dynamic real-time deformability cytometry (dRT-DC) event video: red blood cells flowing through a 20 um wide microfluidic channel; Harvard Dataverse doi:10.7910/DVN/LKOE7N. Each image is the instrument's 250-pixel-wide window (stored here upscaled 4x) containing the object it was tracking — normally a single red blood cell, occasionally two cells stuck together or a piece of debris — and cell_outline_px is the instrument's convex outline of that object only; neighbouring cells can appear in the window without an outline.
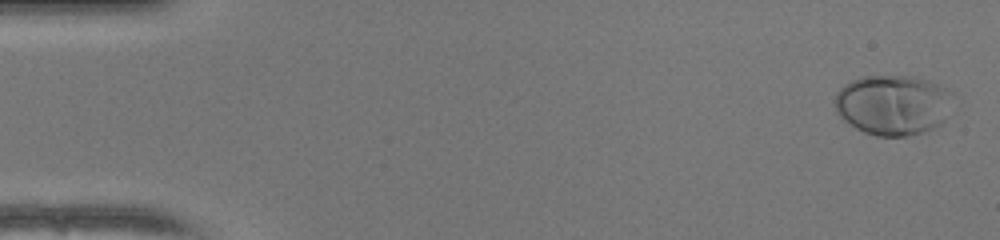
{"species": "human", "species_latin": "Homo sapiens", "temperature_condition": "warm", "stored_images_in_passage": 50, "camera_frame_rate_fps": 3000, "um_per_image_px": 0.085, "donor": {"sex": "female"}, "frame": {"image": 1, "passage_image": 1, "time_ms": 0.0, "image_size_px": [1000, 240], "cell_outline_px": [[952, 92], [944, 120], [940, 124], [924, 132], [908, 136], [876, 136], [864, 132], [856, 128], [844, 120], [836, 112], [832, 100], [836, 92], [844, 84], [860, 76], [912, 76], [928, 80]], "centroid_in_image_um": [75.83, 8.91], "position_along_channel_um": 9.2, "area_um2": 41.44}}
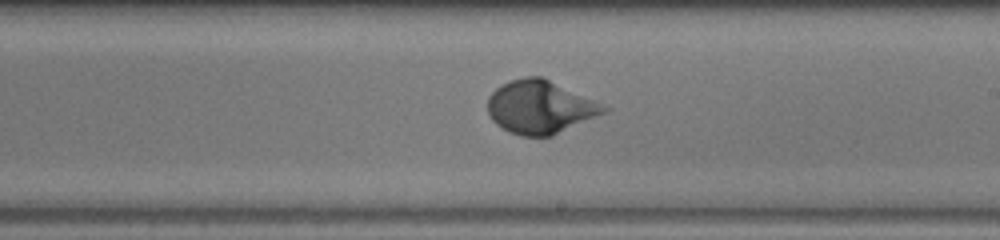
{"frame": {"image": 2, "passage_image": 29, "time_ms": 9.333, "image_size_px": [1000, 240], "cell_outline_px": [[612, 108], [604, 112], [552, 136], [520, 136], [496, 124], [492, 120], [488, 112], [488, 96], [500, 84], [508, 80], [524, 76], [544, 76]], "centroid_in_image_um": [45.89, 9.06], "position_along_channel_um": 243.1, "area_um2": 36.07}}
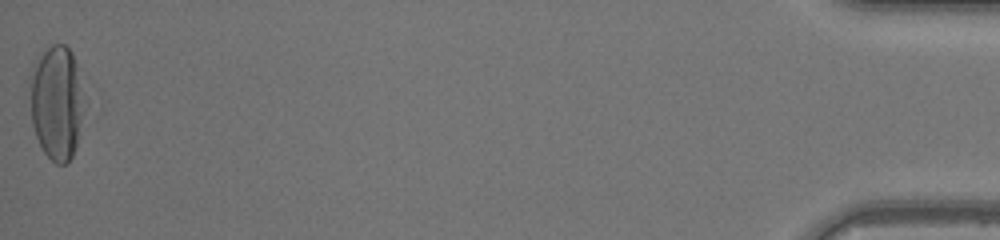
{"frame": {"image": 3, "passage_image": 50, "time_ms": 16.333, "image_size_px": [1000, 240], "cell_outline_px": [[80, 120], [76, 144], [72, 156], [68, 164], [56, 164], [44, 152], [36, 136], [32, 124], [32, 76], [40, 56], [52, 44], [64, 44], [72, 52], [76, 64], [80, 116]], "centroid_in_image_um": [4.78, 8.78], "position_along_channel_um": 430.4, "area_um2": 33.76}, "authors_computed_cell_mechanics": {"area_um2": 33.9864, "velocity_mm_per_s": 4.113, "shape_relaxation_time_tau1_ms": 3.5001, "shape_relaxation_time_tau2_ms": null, "deformation_change_tau1": 0.209, "deformation_change_tau2": null}}